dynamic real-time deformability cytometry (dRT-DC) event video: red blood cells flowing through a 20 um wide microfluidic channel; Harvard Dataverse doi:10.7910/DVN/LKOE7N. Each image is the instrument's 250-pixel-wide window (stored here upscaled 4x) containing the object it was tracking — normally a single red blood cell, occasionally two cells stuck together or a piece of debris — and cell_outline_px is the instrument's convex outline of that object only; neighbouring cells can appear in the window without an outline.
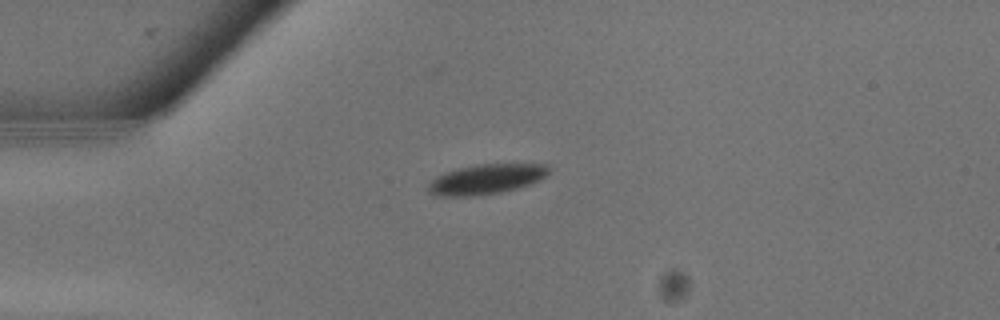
{"species": "common noctule bat (a hibernating species)", "species_latin": "Nyctalus noctula", "temperature_condition": "warm", "stored_images_in_passage": 9, "camera_frame_rate_fps": 3000, "um_per_image_px": 0.085, "animal": {"sex": "male", "body_mass_g": 13.3}, "frame": {"image": 1, "passage_image": 1, "time_ms": 0.0, "image_size_px": [1000, 320], "cell_outline_px": [[548, 172], [540, 180], [516, 188], [500, 192], [472, 196], [444, 196], [428, 192], [428, 184], [436, 176], [444, 172], [476, 164], [548, 164]], "centroid_in_image_um": [41.3, 15.22], "position_along_channel_um": 43.7, "area_um2": 20.75}}
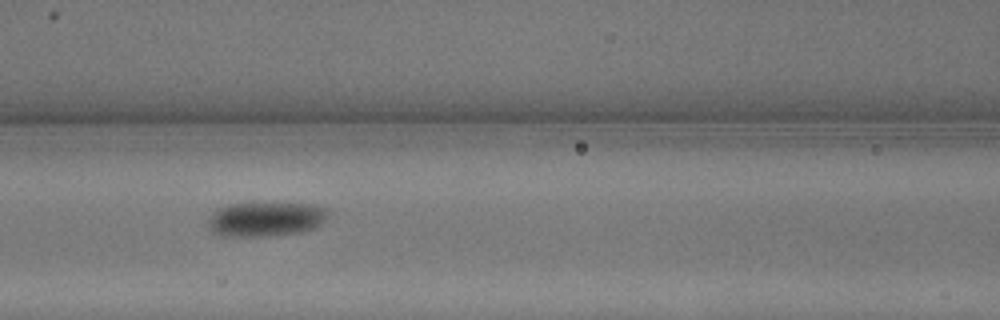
{"frame": {"image": 2, "passage_image": 6, "time_ms": 1.667, "image_size_px": [1000, 320], "cell_outline_px": [[328, 212], [324, 220], [316, 228], [300, 232], [268, 236], [224, 236], [212, 232], [208, 228], [208, 220], [212, 212], [216, 208], [228, 204], [312, 204], [324, 208]], "centroid_in_image_um": [22.53, 18.64], "position_along_channel_um": 144.1, "area_um2": 23.93}}
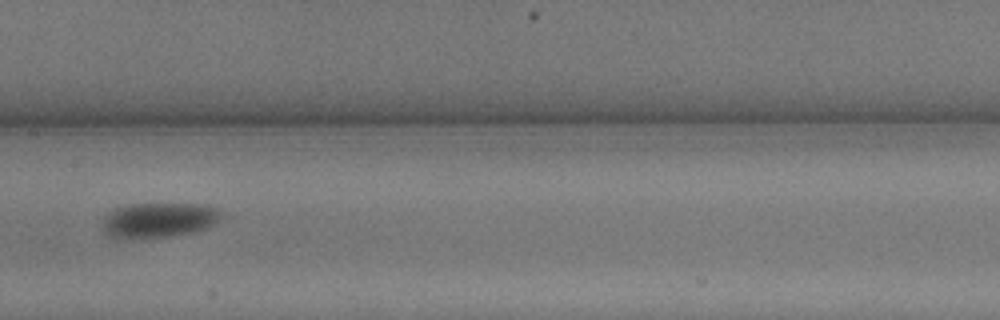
{"frame": {"image": 3, "passage_image": 8, "time_ms": 2.333, "image_size_px": [1000, 320], "cell_outline_px": [[224, 216], [208, 228], [192, 232], [164, 236], [128, 240], [120, 240], [108, 236], [104, 232], [104, 216], [108, 212], [116, 208], [128, 204], [196, 204], [220, 208]], "centroid_in_image_um": [13.48, 18.72], "position_along_channel_um": 193.9, "area_um2": 24.51}}